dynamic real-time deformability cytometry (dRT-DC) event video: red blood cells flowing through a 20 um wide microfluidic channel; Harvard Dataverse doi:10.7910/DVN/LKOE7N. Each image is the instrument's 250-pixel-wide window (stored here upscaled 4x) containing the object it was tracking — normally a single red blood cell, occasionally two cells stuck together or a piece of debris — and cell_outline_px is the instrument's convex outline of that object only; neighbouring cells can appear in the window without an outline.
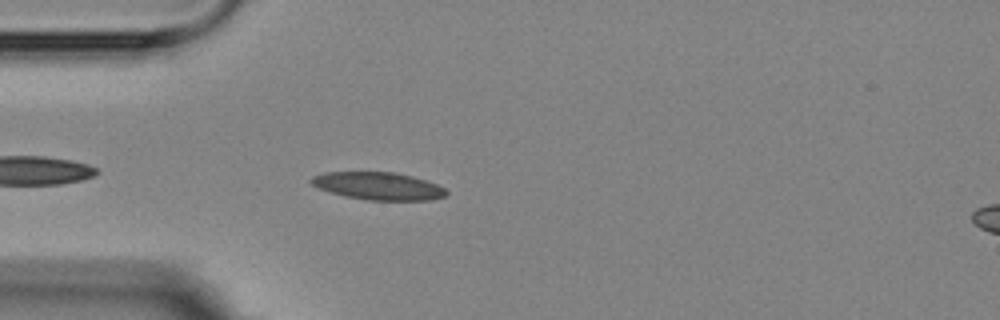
{"species": "Egyptian fruit bat (a non-hibernating species)", "species_latin": "Rousettus aegyptiacus", "temperature_condition": "room temperature", "stored_images_in_passage": 2, "camera_frame_rate_fps": 3000, "um_per_image_px": 0.085, "animal": {"sex": "female"}, "frame": {"image": 1, "passage_image": 2, "time_ms": 1.333, "image_size_px": [1000, 320], "cell_outline_px": [[448, 192], [444, 196], [428, 200], [368, 200], [344, 196], [320, 188], [312, 184], [308, 180], [312, 176], [324, 172], [396, 172], [412, 176], [436, 184], [444, 188]], "centroid_in_image_um": [32.13, 15.8], "position_along_channel_um": 52.9, "area_um2": 21.56}}